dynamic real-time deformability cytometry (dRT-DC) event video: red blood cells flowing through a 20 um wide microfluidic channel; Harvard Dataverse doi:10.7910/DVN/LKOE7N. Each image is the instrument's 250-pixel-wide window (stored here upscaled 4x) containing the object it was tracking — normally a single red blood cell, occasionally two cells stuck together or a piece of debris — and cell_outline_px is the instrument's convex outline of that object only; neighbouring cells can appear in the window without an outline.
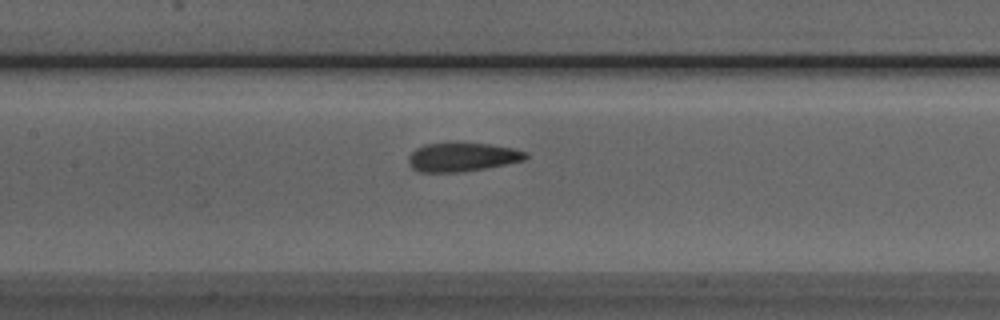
{"species": "Egyptian fruit bat (a non-hibernating species)", "species_latin": "Rousettus aegyptiacus", "temperature_condition": "room temperature", "stored_images_in_passage": 37, "camera_frame_rate_fps": 3000, "um_per_image_px": 0.085, "animal": {"sex": "male"}, "frame": {"image": 1, "passage_image": 16, "time_ms": 5.0, "image_size_px": [1000, 320], "cell_outline_px": [[528, 156], [524, 160], [484, 168], [460, 172], [420, 172], [412, 168], [408, 164], [408, 156], [416, 148], [424, 144], [488, 144], [512, 148], [528, 152]], "centroid_in_image_um": [39.26, 13.36], "position_along_channel_um": 168.1, "area_um2": 19.31}}
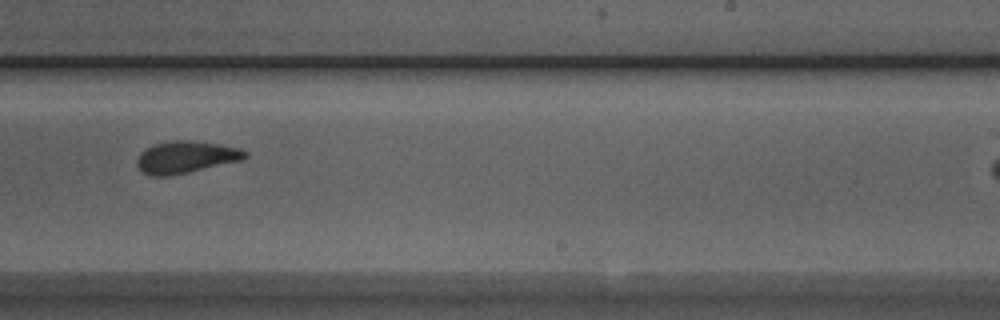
{"frame": {"image": 2, "passage_image": 24, "time_ms": 7.667, "image_size_px": [1000, 320], "cell_outline_px": [[248, 156], [244, 160], [172, 176], [148, 176], [136, 164], [136, 160], [140, 152], [144, 148], [152, 144], [172, 140], [188, 140], [220, 144], [240, 148], [248, 152]], "centroid_in_image_um": [15.8, 13.35], "position_along_channel_um": 273.2, "area_um2": 20.63}}
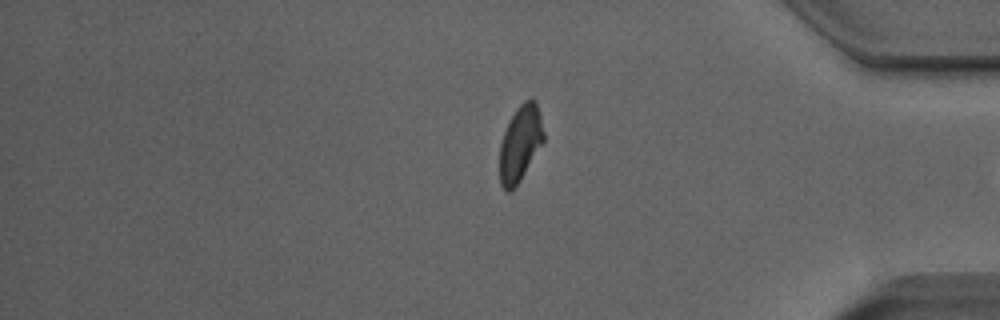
{"frame": {"image": 3, "passage_image": 35, "time_ms": 11.333, "image_size_px": [1000, 320], "cell_outline_px": [[544, 140], [520, 180], [512, 192], [508, 192], [500, 184], [500, 144], [504, 132], [516, 108], [524, 100], [532, 96], [536, 100], [544, 132]], "centroid_in_image_um": [44.22, 12.17], "position_along_channel_um": 391.0, "area_um2": 19.31}, "authors_computed_cell_mechanics": {"area_um2": 20.519, "velocity_mm_per_s": 3.9564, "shape_relaxation_time_tau1_ms": 10.4406, "shape_relaxation_time_tau2_ms": 1.3183, "deformation_change_tau1": 0.2083, "deformation_change_tau2": 0.0703}}